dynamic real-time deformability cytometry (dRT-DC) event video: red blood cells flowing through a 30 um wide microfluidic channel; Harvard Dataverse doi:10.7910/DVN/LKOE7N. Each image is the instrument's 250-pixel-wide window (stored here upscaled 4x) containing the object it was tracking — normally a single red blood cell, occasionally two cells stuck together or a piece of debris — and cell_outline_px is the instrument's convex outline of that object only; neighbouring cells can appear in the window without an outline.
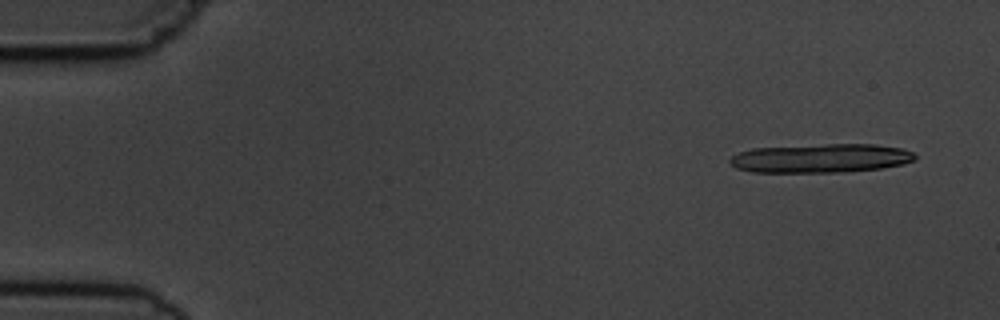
{"species": "common noctule bat (a hibernating species)", "species_latin": "Nyctalus noctula", "temperature_condition": "cold", "stored_images_in_passage": 5, "camera_frame_rate_fps": 3000, "um_per_image_px": 0.085, "animal": {"sex": "male", "body_mass_g": 19.5, "forearm_length_mm": 54.6}, "frame": {"image": 1, "passage_image": 1, "time_ms": 0.0, "image_size_px": [1000, 320], "cell_outline_px": [[916, 160], [904, 164], [880, 168], [844, 172], [752, 172], [736, 168], [728, 160], [732, 156], [740, 152], [752, 148], [824, 144], [876, 144], [900, 148], [912, 152], [916, 156]], "centroid_in_image_um": [69.78, 13.45], "position_along_channel_um": 15.2, "area_um2": 31.21}}
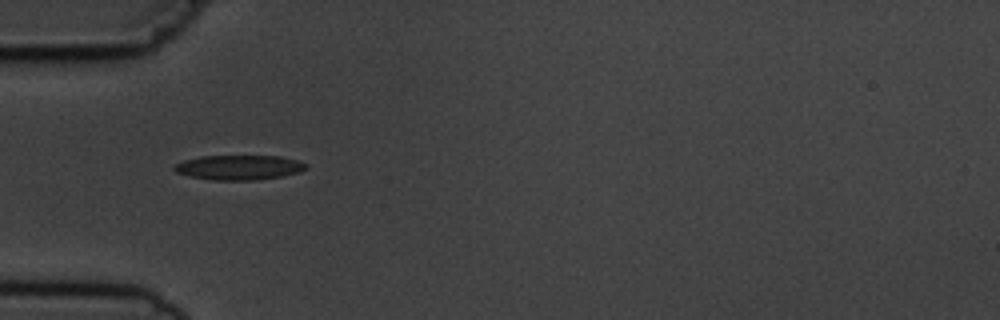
{"frame": {"image": 2, "passage_image": 5, "time_ms": 4.667, "image_size_px": [1000, 320], "cell_outline_px": [[308, 168], [300, 172], [280, 176], [256, 180], [212, 180], [188, 176], [176, 172], [172, 168], [176, 164], [184, 160], [200, 156], [280, 156], [296, 160], [308, 164]], "centroid_in_image_um": [20.31, 14.23], "position_along_channel_um": 64.7, "area_um2": 19.02}}